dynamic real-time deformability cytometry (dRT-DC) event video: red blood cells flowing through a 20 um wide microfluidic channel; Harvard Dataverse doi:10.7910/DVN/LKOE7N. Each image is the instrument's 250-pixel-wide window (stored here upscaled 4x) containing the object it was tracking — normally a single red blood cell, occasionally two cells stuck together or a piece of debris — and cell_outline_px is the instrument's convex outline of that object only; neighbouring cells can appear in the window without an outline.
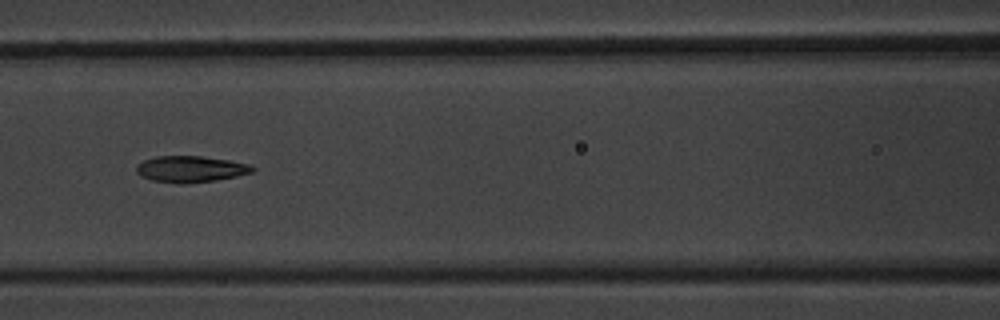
{"species": "common noctule bat (a hibernating species)", "species_latin": "Nyctalus noctula", "temperature_condition": "warm", "stored_images_in_passage": 8, "camera_frame_rate_fps": 3000, "um_per_image_px": 0.085, "animal": {"sex": "male", "body_mass_g": 20.1, "forearm_length_mm": 53.5}, "frame": {"image": 1, "passage_image": 7, "time_ms": 7.0, "image_size_px": [1000, 320], "cell_outline_px": [[256, 168], [252, 172], [236, 176], [216, 180], [184, 184], [176, 184], [152, 180], [140, 176], [136, 172], [136, 164], [144, 160], [156, 156], [200, 156], [228, 160], [248, 164]], "centroid_in_image_um": [16.15, 14.38], "position_along_channel_um": 150.4, "area_um2": 17.86}}
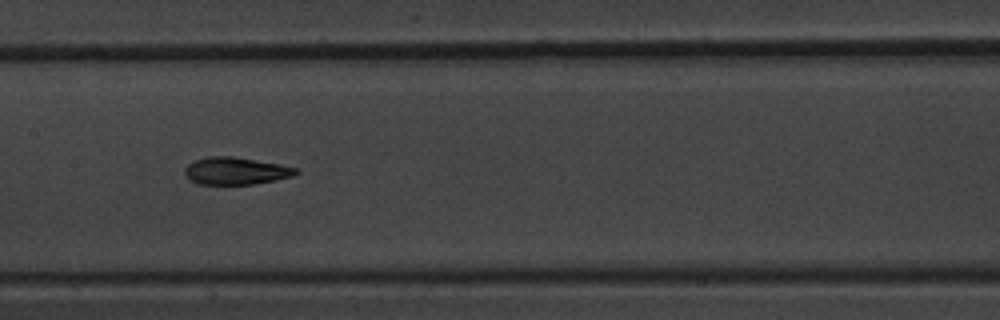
{"frame": {"image": 2, "passage_image": 8, "time_ms": 8.0, "image_size_px": [1000, 320], "cell_outline_px": [[300, 172], [292, 176], [276, 180], [252, 184], [196, 184], [188, 180], [184, 172], [184, 168], [192, 160], [208, 156], [236, 156], [280, 164], [296, 168]], "centroid_in_image_um": [19.99, 14.52], "position_along_channel_um": 187.4, "area_um2": 17.98}}